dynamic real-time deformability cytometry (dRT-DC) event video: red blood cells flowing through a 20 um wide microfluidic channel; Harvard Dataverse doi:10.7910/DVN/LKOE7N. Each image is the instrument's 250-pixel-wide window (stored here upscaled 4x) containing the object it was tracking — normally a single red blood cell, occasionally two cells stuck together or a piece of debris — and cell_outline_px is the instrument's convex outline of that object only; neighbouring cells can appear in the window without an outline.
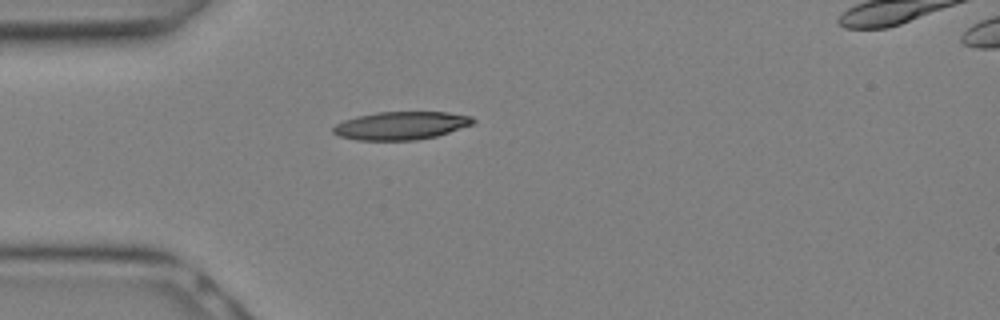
{"species": "Egyptian fruit bat (a non-hibernating species)", "species_latin": "Rousettus aegyptiacus", "temperature_condition": "warm", "stored_images_in_passage": 5, "camera_frame_rate_fps": 3000, "um_per_image_px": 0.085, "animal": {"sex": "female"}, "frame": {"image": 1, "passage_image": 1, "time_ms": 0.0, "image_size_px": [1000, 320], "cell_outline_px": [[476, 120], [472, 124], [436, 136], [416, 140], [356, 140], [340, 136], [332, 132], [332, 128], [336, 124], [344, 120], [356, 116], [376, 112], [448, 112], [472, 116]], "centroid_in_image_um": [34.07, 10.67], "position_along_channel_um": 50.9, "area_um2": 22.83}}
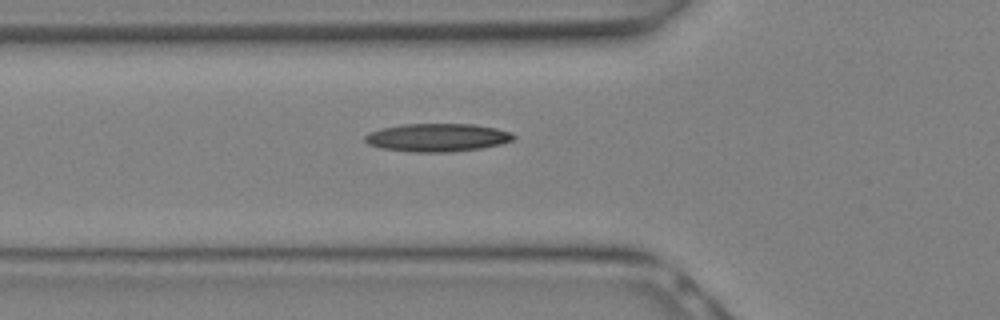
{"frame": {"image": 2, "passage_image": 3, "time_ms": 0.667, "image_size_px": [1000, 320], "cell_outline_px": [[516, 136], [512, 140], [500, 144], [480, 148], [452, 152], [408, 152], [380, 148], [368, 144], [364, 140], [364, 136], [368, 132], [384, 128], [404, 124], [472, 124], [496, 128], [512, 132]], "centroid_in_image_um": [37.16, 11.69], "position_along_channel_um": 88.6, "area_um2": 24.39}}
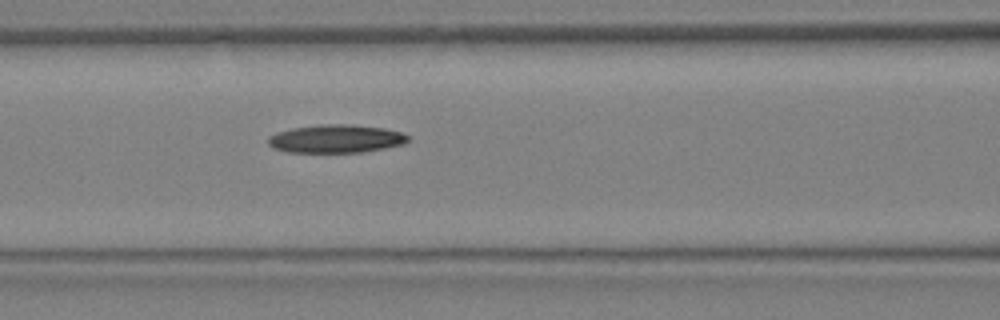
{"frame": {"image": 3, "passage_image": 5, "time_ms": 1.333, "image_size_px": [1000, 320], "cell_outline_px": [[408, 140], [404, 144], [364, 152], [284, 152], [272, 148], [268, 144], [268, 136], [276, 132], [292, 128], [324, 124], [344, 124], [384, 128], [400, 132], [408, 136]], "centroid_in_image_um": [28.51, 11.8], "position_along_channel_um": 138.1, "area_um2": 22.95}}